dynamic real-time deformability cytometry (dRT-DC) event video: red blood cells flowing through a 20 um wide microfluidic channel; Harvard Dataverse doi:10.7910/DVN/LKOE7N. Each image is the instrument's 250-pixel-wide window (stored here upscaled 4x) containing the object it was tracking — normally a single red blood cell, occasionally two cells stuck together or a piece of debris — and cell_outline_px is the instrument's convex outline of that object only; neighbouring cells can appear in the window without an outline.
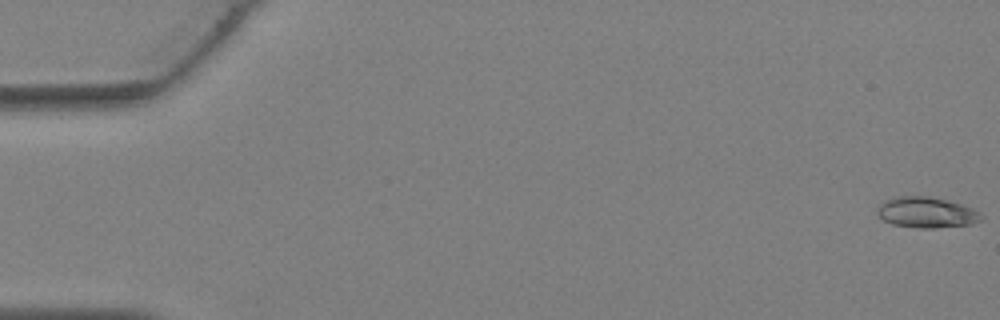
{"species": "Egyptian fruit bat (a non-hibernating species)", "species_latin": "Rousettus aegyptiacus", "temperature_condition": "warm", "stored_images_in_passage": 10, "camera_frame_rate_fps": 3000, "um_per_image_px": 0.085, "animal": {"sex": "female"}, "frame": {"image": 1, "passage_image": 1, "time_ms": 0.0, "image_size_px": [1000, 320], "cell_outline_px": [[984, 220], [972, 224], [936, 228], [920, 228], [892, 224], [876, 216], [876, 208], [884, 200], [892, 196], [932, 196], [960, 204], [972, 208], [980, 212], [984, 216]], "centroid_in_image_um": [78.74, 18.05], "position_along_channel_um": 6.3, "area_um2": 19.02}}